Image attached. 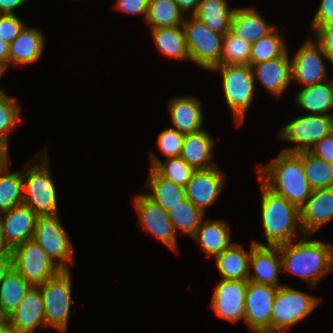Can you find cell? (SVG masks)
Masks as SVG:
<instances>
[{
    "instance_id": "3957f363",
    "label": "cell",
    "mask_w": 333,
    "mask_h": 333,
    "mask_svg": "<svg viewBox=\"0 0 333 333\" xmlns=\"http://www.w3.org/2000/svg\"><path fill=\"white\" fill-rule=\"evenodd\" d=\"M261 223L267 245L280 246L302 237L300 208L284 197L273 193L261 182Z\"/></svg>"
},
{
    "instance_id": "7dc6e473",
    "label": "cell",
    "mask_w": 333,
    "mask_h": 333,
    "mask_svg": "<svg viewBox=\"0 0 333 333\" xmlns=\"http://www.w3.org/2000/svg\"><path fill=\"white\" fill-rule=\"evenodd\" d=\"M28 0H0V15L10 14L14 15V10L23 6Z\"/></svg>"
},
{
    "instance_id": "c3c4849f",
    "label": "cell",
    "mask_w": 333,
    "mask_h": 333,
    "mask_svg": "<svg viewBox=\"0 0 333 333\" xmlns=\"http://www.w3.org/2000/svg\"><path fill=\"white\" fill-rule=\"evenodd\" d=\"M174 1L187 16L188 14L193 15L197 11L201 0H174Z\"/></svg>"
},
{
    "instance_id": "d6a6232c",
    "label": "cell",
    "mask_w": 333,
    "mask_h": 333,
    "mask_svg": "<svg viewBox=\"0 0 333 333\" xmlns=\"http://www.w3.org/2000/svg\"><path fill=\"white\" fill-rule=\"evenodd\" d=\"M186 18L174 0H149L146 22L151 29L182 25Z\"/></svg>"
},
{
    "instance_id": "5b68a950",
    "label": "cell",
    "mask_w": 333,
    "mask_h": 333,
    "mask_svg": "<svg viewBox=\"0 0 333 333\" xmlns=\"http://www.w3.org/2000/svg\"><path fill=\"white\" fill-rule=\"evenodd\" d=\"M211 71L221 74L223 95L232 112V118L237 126L242 125L256 92L252 67L238 64L219 65Z\"/></svg>"
},
{
    "instance_id": "52a82bcc",
    "label": "cell",
    "mask_w": 333,
    "mask_h": 333,
    "mask_svg": "<svg viewBox=\"0 0 333 333\" xmlns=\"http://www.w3.org/2000/svg\"><path fill=\"white\" fill-rule=\"evenodd\" d=\"M182 27L190 61L208 71L219 66L224 35L211 30L193 15L186 16Z\"/></svg>"
},
{
    "instance_id": "9c48e42d",
    "label": "cell",
    "mask_w": 333,
    "mask_h": 333,
    "mask_svg": "<svg viewBox=\"0 0 333 333\" xmlns=\"http://www.w3.org/2000/svg\"><path fill=\"white\" fill-rule=\"evenodd\" d=\"M33 240L62 271H70L69 266L74 263V245L60 222L59 214L38 216Z\"/></svg>"
},
{
    "instance_id": "cb8c5ba5",
    "label": "cell",
    "mask_w": 333,
    "mask_h": 333,
    "mask_svg": "<svg viewBox=\"0 0 333 333\" xmlns=\"http://www.w3.org/2000/svg\"><path fill=\"white\" fill-rule=\"evenodd\" d=\"M44 42L42 31L26 25L9 45V65L23 66L37 62L41 58Z\"/></svg>"
},
{
    "instance_id": "30bf717a",
    "label": "cell",
    "mask_w": 333,
    "mask_h": 333,
    "mask_svg": "<svg viewBox=\"0 0 333 333\" xmlns=\"http://www.w3.org/2000/svg\"><path fill=\"white\" fill-rule=\"evenodd\" d=\"M333 131V115H300L278 132V138L297 144L282 151L299 153L309 151L314 144Z\"/></svg>"
},
{
    "instance_id": "484cf974",
    "label": "cell",
    "mask_w": 333,
    "mask_h": 333,
    "mask_svg": "<svg viewBox=\"0 0 333 333\" xmlns=\"http://www.w3.org/2000/svg\"><path fill=\"white\" fill-rule=\"evenodd\" d=\"M192 238L201 245L205 254L213 258L234 243L231 241L230 228L225 221L206 217Z\"/></svg>"
},
{
    "instance_id": "816d5d0a",
    "label": "cell",
    "mask_w": 333,
    "mask_h": 333,
    "mask_svg": "<svg viewBox=\"0 0 333 333\" xmlns=\"http://www.w3.org/2000/svg\"><path fill=\"white\" fill-rule=\"evenodd\" d=\"M2 256H13L12 249L10 246L5 242L1 224H0V257Z\"/></svg>"
},
{
    "instance_id": "d590c367",
    "label": "cell",
    "mask_w": 333,
    "mask_h": 333,
    "mask_svg": "<svg viewBox=\"0 0 333 333\" xmlns=\"http://www.w3.org/2000/svg\"><path fill=\"white\" fill-rule=\"evenodd\" d=\"M150 168H153L161 177L184 188L195 171L181 157L166 158L162 161L153 152L150 156Z\"/></svg>"
},
{
    "instance_id": "4316f807",
    "label": "cell",
    "mask_w": 333,
    "mask_h": 333,
    "mask_svg": "<svg viewBox=\"0 0 333 333\" xmlns=\"http://www.w3.org/2000/svg\"><path fill=\"white\" fill-rule=\"evenodd\" d=\"M294 103L296 106L308 111L307 114L313 115H333L330 110L333 109V81L314 84L312 86L299 89Z\"/></svg>"
},
{
    "instance_id": "7402d4cb",
    "label": "cell",
    "mask_w": 333,
    "mask_h": 333,
    "mask_svg": "<svg viewBox=\"0 0 333 333\" xmlns=\"http://www.w3.org/2000/svg\"><path fill=\"white\" fill-rule=\"evenodd\" d=\"M251 67L254 80L261 82L264 89L274 96L283 94L292 83L291 62L288 52L278 59L254 64Z\"/></svg>"
},
{
    "instance_id": "11a10c76",
    "label": "cell",
    "mask_w": 333,
    "mask_h": 333,
    "mask_svg": "<svg viewBox=\"0 0 333 333\" xmlns=\"http://www.w3.org/2000/svg\"><path fill=\"white\" fill-rule=\"evenodd\" d=\"M5 72H6V69H4L3 67L0 66V79L3 75V73H5ZM5 94H7V93H5L4 90L1 88L0 89V96L5 95Z\"/></svg>"
},
{
    "instance_id": "ee69618b",
    "label": "cell",
    "mask_w": 333,
    "mask_h": 333,
    "mask_svg": "<svg viewBox=\"0 0 333 333\" xmlns=\"http://www.w3.org/2000/svg\"><path fill=\"white\" fill-rule=\"evenodd\" d=\"M115 9L126 14L141 15L146 20L149 0H116Z\"/></svg>"
},
{
    "instance_id": "ffe728a7",
    "label": "cell",
    "mask_w": 333,
    "mask_h": 333,
    "mask_svg": "<svg viewBox=\"0 0 333 333\" xmlns=\"http://www.w3.org/2000/svg\"><path fill=\"white\" fill-rule=\"evenodd\" d=\"M333 219V187L315 189L300 208L304 234L313 235Z\"/></svg>"
},
{
    "instance_id": "60d3db41",
    "label": "cell",
    "mask_w": 333,
    "mask_h": 333,
    "mask_svg": "<svg viewBox=\"0 0 333 333\" xmlns=\"http://www.w3.org/2000/svg\"><path fill=\"white\" fill-rule=\"evenodd\" d=\"M184 135L174 128H166L158 134L157 147L166 158L180 157Z\"/></svg>"
},
{
    "instance_id": "f1b7e54d",
    "label": "cell",
    "mask_w": 333,
    "mask_h": 333,
    "mask_svg": "<svg viewBox=\"0 0 333 333\" xmlns=\"http://www.w3.org/2000/svg\"><path fill=\"white\" fill-rule=\"evenodd\" d=\"M228 0H201L193 14L211 30L225 35L231 31L232 16L235 8H230Z\"/></svg>"
},
{
    "instance_id": "7a4b0ae2",
    "label": "cell",
    "mask_w": 333,
    "mask_h": 333,
    "mask_svg": "<svg viewBox=\"0 0 333 333\" xmlns=\"http://www.w3.org/2000/svg\"><path fill=\"white\" fill-rule=\"evenodd\" d=\"M313 235L305 234L295 241L280 245L282 271L303 279L314 288L331 270L333 244L311 240Z\"/></svg>"
},
{
    "instance_id": "9a60e30c",
    "label": "cell",
    "mask_w": 333,
    "mask_h": 333,
    "mask_svg": "<svg viewBox=\"0 0 333 333\" xmlns=\"http://www.w3.org/2000/svg\"><path fill=\"white\" fill-rule=\"evenodd\" d=\"M248 280H223L217 282L210 307L215 314L232 323L244 320Z\"/></svg>"
},
{
    "instance_id": "5bb4252c",
    "label": "cell",
    "mask_w": 333,
    "mask_h": 333,
    "mask_svg": "<svg viewBox=\"0 0 333 333\" xmlns=\"http://www.w3.org/2000/svg\"><path fill=\"white\" fill-rule=\"evenodd\" d=\"M277 289L248 281L244 321L252 332L271 333L272 305Z\"/></svg>"
},
{
    "instance_id": "d6986e66",
    "label": "cell",
    "mask_w": 333,
    "mask_h": 333,
    "mask_svg": "<svg viewBox=\"0 0 333 333\" xmlns=\"http://www.w3.org/2000/svg\"><path fill=\"white\" fill-rule=\"evenodd\" d=\"M37 219L38 215L24 204L0 214L4 240L11 249L33 239Z\"/></svg>"
},
{
    "instance_id": "277c9868",
    "label": "cell",
    "mask_w": 333,
    "mask_h": 333,
    "mask_svg": "<svg viewBox=\"0 0 333 333\" xmlns=\"http://www.w3.org/2000/svg\"><path fill=\"white\" fill-rule=\"evenodd\" d=\"M47 148L36 153L37 161L31 162L24 171L23 204L38 216L58 214V202ZM36 162V163H35ZM29 165H32L31 167Z\"/></svg>"
},
{
    "instance_id": "44dd1931",
    "label": "cell",
    "mask_w": 333,
    "mask_h": 333,
    "mask_svg": "<svg viewBox=\"0 0 333 333\" xmlns=\"http://www.w3.org/2000/svg\"><path fill=\"white\" fill-rule=\"evenodd\" d=\"M201 103L191 95L172 97L168 104V114L173 125L171 128L183 134L203 129L204 112Z\"/></svg>"
},
{
    "instance_id": "f6af8a7d",
    "label": "cell",
    "mask_w": 333,
    "mask_h": 333,
    "mask_svg": "<svg viewBox=\"0 0 333 333\" xmlns=\"http://www.w3.org/2000/svg\"><path fill=\"white\" fill-rule=\"evenodd\" d=\"M309 152L327 163L333 164V131L317 141Z\"/></svg>"
},
{
    "instance_id": "681fc988",
    "label": "cell",
    "mask_w": 333,
    "mask_h": 333,
    "mask_svg": "<svg viewBox=\"0 0 333 333\" xmlns=\"http://www.w3.org/2000/svg\"><path fill=\"white\" fill-rule=\"evenodd\" d=\"M13 268V256L0 257V283L4 280L8 272Z\"/></svg>"
},
{
    "instance_id": "7c38bea8",
    "label": "cell",
    "mask_w": 333,
    "mask_h": 333,
    "mask_svg": "<svg viewBox=\"0 0 333 333\" xmlns=\"http://www.w3.org/2000/svg\"><path fill=\"white\" fill-rule=\"evenodd\" d=\"M324 59L329 60L322 47L312 38L305 40L290 57L292 81L302 88L327 81Z\"/></svg>"
},
{
    "instance_id": "e0dca14e",
    "label": "cell",
    "mask_w": 333,
    "mask_h": 333,
    "mask_svg": "<svg viewBox=\"0 0 333 333\" xmlns=\"http://www.w3.org/2000/svg\"><path fill=\"white\" fill-rule=\"evenodd\" d=\"M249 268L248 281L274 287L282 286L278 282V273L282 271L279 246H269L253 240ZM251 270H254L253 273Z\"/></svg>"
},
{
    "instance_id": "6f0895ef",
    "label": "cell",
    "mask_w": 333,
    "mask_h": 333,
    "mask_svg": "<svg viewBox=\"0 0 333 333\" xmlns=\"http://www.w3.org/2000/svg\"><path fill=\"white\" fill-rule=\"evenodd\" d=\"M331 270H333V248L331 252Z\"/></svg>"
},
{
    "instance_id": "d4e9b609",
    "label": "cell",
    "mask_w": 333,
    "mask_h": 333,
    "mask_svg": "<svg viewBox=\"0 0 333 333\" xmlns=\"http://www.w3.org/2000/svg\"><path fill=\"white\" fill-rule=\"evenodd\" d=\"M274 26L269 24L253 7H235L231 32L250 44L269 35Z\"/></svg>"
},
{
    "instance_id": "83f0119b",
    "label": "cell",
    "mask_w": 333,
    "mask_h": 333,
    "mask_svg": "<svg viewBox=\"0 0 333 333\" xmlns=\"http://www.w3.org/2000/svg\"><path fill=\"white\" fill-rule=\"evenodd\" d=\"M250 254L243 245L234 242L226 250L217 255L214 260L223 280H248L250 272Z\"/></svg>"
},
{
    "instance_id": "680465c9",
    "label": "cell",
    "mask_w": 333,
    "mask_h": 333,
    "mask_svg": "<svg viewBox=\"0 0 333 333\" xmlns=\"http://www.w3.org/2000/svg\"><path fill=\"white\" fill-rule=\"evenodd\" d=\"M7 164H0V171H1V169L4 167V166H6Z\"/></svg>"
},
{
    "instance_id": "ba28073f",
    "label": "cell",
    "mask_w": 333,
    "mask_h": 333,
    "mask_svg": "<svg viewBox=\"0 0 333 333\" xmlns=\"http://www.w3.org/2000/svg\"><path fill=\"white\" fill-rule=\"evenodd\" d=\"M72 279L70 271H61L57 276L38 285L44 302L46 327H52L61 333L68 329L71 312Z\"/></svg>"
},
{
    "instance_id": "7bdbcfd3",
    "label": "cell",
    "mask_w": 333,
    "mask_h": 333,
    "mask_svg": "<svg viewBox=\"0 0 333 333\" xmlns=\"http://www.w3.org/2000/svg\"><path fill=\"white\" fill-rule=\"evenodd\" d=\"M315 41L322 47L327 55L329 62L333 64V24L327 25H309Z\"/></svg>"
},
{
    "instance_id": "2e32d148",
    "label": "cell",
    "mask_w": 333,
    "mask_h": 333,
    "mask_svg": "<svg viewBox=\"0 0 333 333\" xmlns=\"http://www.w3.org/2000/svg\"><path fill=\"white\" fill-rule=\"evenodd\" d=\"M224 183V172L218 166L195 170L185 187L186 198L205 214L221 194Z\"/></svg>"
},
{
    "instance_id": "74e56055",
    "label": "cell",
    "mask_w": 333,
    "mask_h": 333,
    "mask_svg": "<svg viewBox=\"0 0 333 333\" xmlns=\"http://www.w3.org/2000/svg\"><path fill=\"white\" fill-rule=\"evenodd\" d=\"M284 38L275 28L269 35L251 44L250 66L284 56L287 52Z\"/></svg>"
},
{
    "instance_id": "603a6c76",
    "label": "cell",
    "mask_w": 333,
    "mask_h": 333,
    "mask_svg": "<svg viewBox=\"0 0 333 333\" xmlns=\"http://www.w3.org/2000/svg\"><path fill=\"white\" fill-rule=\"evenodd\" d=\"M215 140L205 129L186 133L180 157L194 170H204L215 166L213 150Z\"/></svg>"
},
{
    "instance_id": "836d02e7",
    "label": "cell",
    "mask_w": 333,
    "mask_h": 333,
    "mask_svg": "<svg viewBox=\"0 0 333 333\" xmlns=\"http://www.w3.org/2000/svg\"><path fill=\"white\" fill-rule=\"evenodd\" d=\"M9 166L0 171V214L23 204L22 171L10 172Z\"/></svg>"
},
{
    "instance_id": "bcb514c9",
    "label": "cell",
    "mask_w": 333,
    "mask_h": 333,
    "mask_svg": "<svg viewBox=\"0 0 333 333\" xmlns=\"http://www.w3.org/2000/svg\"><path fill=\"white\" fill-rule=\"evenodd\" d=\"M333 24V0H321L312 21L309 25Z\"/></svg>"
},
{
    "instance_id": "f5cc1de1",
    "label": "cell",
    "mask_w": 333,
    "mask_h": 333,
    "mask_svg": "<svg viewBox=\"0 0 333 333\" xmlns=\"http://www.w3.org/2000/svg\"><path fill=\"white\" fill-rule=\"evenodd\" d=\"M8 150L0 143V164H8Z\"/></svg>"
},
{
    "instance_id": "1f68e13d",
    "label": "cell",
    "mask_w": 333,
    "mask_h": 333,
    "mask_svg": "<svg viewBox=\"0 0 333 333\" xmlns=\"http://www.w3.org/2000/svg\"><path fill=\"white\" fill-rule=\"evenodd\" d=\"M32 287L13 267L0 283V310L7 318L13 313Z\"/></svg>"
},
{
    "instance_id": "e575fe53",
    "label": "cell",
    "mask_w": 333,
    "mask_h": 333,
    "mask_svg": "<svg viewBox=\"0 0 333 333\" xmlns=\"http://www.w3.org/2000/svg\"><path fill=\"white\" fill-rule=\"evenodd\" d=\"M168 216L177 234L178 230L193 237L205 218L204 213L193 205L187 198L174 206ZM178 229V230H177Z\"/></svg>"
},
{
    "instance_id": "9f6ffc18",
    "label": "cell",
    "mask_w": 333,
    "mask_h": 333,
    "mask_svg": "<svg viewBox=\"0 0 333 333\" xmlns=\"http://www.w3.org/2000/svg\"><path fill=\"white\" fill-rule=\"evenodd\" d=\"M0 333H17V332L13 331L12 329L6 326L4 328H0Z\"/></svg>"
},
{
    "instance_id": "db71d44e",
    "label": "cell",
    "mask_w": 333,
    "mask_h": 333,
    "mask_svg": "<svg viewBox=\"0 0 333 333\" xmlns=\"http://www.w3.org/2000/svg\"><path fill=\"white\" fill-rule=\"evenodd\" d=\"M7 326V318L1 313L0 310V328H4Z\"/></svg>"
},
{
    "instance_id": "f546056e",
    "label": "cell",
    "mask_w": 333,
    "mask_h": 333,
    "mask_svg": "<svg viewBox=\"0 0 333 333\" xmlns=\"http://www.w3.org/2000/svg\"><path fill=\"white\" fill-rule=\"evenodd\" d=\"M145 186L151 192L145 194L167 212L186 198L184 187L161 177L153 168L149 170Z\"/></svg>"
},
{
    "instance_id": "f35d334b",
    "label": "cell",
    "mask_w": 333,
    "mask_h": 333,
    "mask_svg": "<svg viewBox=\"0 0 333 333\" xmlns=\"http://www.w3.org/2000/svg\"><path fill=\"white\" fill-rule=\"evenodd\" d=\"M251 44L231 31L223 36L219 65H250Z\"/></svg>"
},
{
    "instance_id": "ac0fdd59",
    "label": "cell",
    "mask_w": 333,
    "mask_h": 333,
    "mask_svg": "<svg viewBox=\"0 0 333 333\" xmlns=\"http://www.w3.org/2000/svg\"><path fill=\"white\" fill-rule=\"evenodd\" d=\"M7 327L17 333H35V329L46 328L44 302L38 286H32L7 317Z\"/></svg>"
},
{
    "instance_id": "b9f144b4",
    "label": "cell",
    "mask_w": 333,
    "mask_h": 333,
    "mask_svg": "<svg viewBox=\"0 0 333 333\" xmlns=\"http://www.w3.org/2000/svg\"><path fill=\"white\" fill-rule=\"evenodd\" d=\"M26 26L16 14L0 15V39L9 45L17 38L22 29Z\"/></svg>"
},
{
    "instance_id": "4dcf8cb0",
    "label": "cell",
    "mask_w": 333,
    "mask_h": 333,
    "mask_svg": "<svg viewBox=\"0 0 333 333\" xmlns=\"http://www.w3.org/2000/svg\"><path fill=\"white\" fill-rule=\"evenodd\" d=\"M156 48L176 60H190L182 25L151 29Z\"/></svg>"
},
{
    "instance_id": "ab89813d",
    "label": "cell",
    "mask_w": 333,
    "mask_h": 333,
    "mask_svg": "<svg viewBox=\"0 0 333 333\" xmlns=\"http://www.w3.org/2000/svg\"><path fill=\"white\" fill-rule=\"evenodd\" d=\"M20 105L7 94L0 96V143L9 149V133L21 120Z\"/></svg>"
},
{
    "instance_id": "8992f818",
    "label": "cell",
    "mask_w": 333,
    "mask_h": 333,
    "mask_svg": "<svg viewBox=\"0 0 333 333\" xmlns=\"http://www.w3.org/2000/svg\"><path fill=\"white\" fill-rule=\"evenodd\" d=\"M320 299L285 284L278 287L272 305L271 333H287L289 327L314 311Z\"/></svg>"
},
{
    "instance_id": "4fadbf2b",
    "label": "cell",
    "mask_w": 333,
    "mask_h": 333,
    "mask_svg": "<svg viewBox=\"0 0 333 333\" xmlns=\"http://www.w3.org/2000/svg\"><path fill=\"white\" fill-rule=\"evenodd\" d=\"M133 205L139 216V221L136 223L137 226L143 225L142 227L152 233L153 237L178 253L177 234L167 211L145 193L136 194L133 199Z\"/></svg>"
},
{
    "instance_id": "f907efd6",
    "label": "cell",
    "mask_w": 333,
    "mask_h": 333,
    "mask_svg": "<svg viewBox=\"0 0 333 333\" xmlns=\"http://www.w3.org/2000/svg\"><path fill=\"white\" fill-rule=\"evenodd\" d=\"M0 66L4 69L9 68V44L0 39Z\"/></svg>"
},
{
    "instance_id": "8d00e7d4",
    "label": "cell",
    "mask_w": 333,
    "mask_h": 333,
    "mask_svg": "<svg viewBox=\"0 0 333 333\" xmlns=\"http://www.w3.org/2000/svg\"><path fill=\"white\" fill-rule=\"evenodd\" d=\"M302 163L306 178L313 190L333 187V164L302 151Z\"/></svg>"
},
{
    "instance_id": "8fae6325",
    "label": "cell",
    "mask_w": 333,
    "mask_h": 333,
    "mask_svg": "<svg viewBox=\"0 0 333 333\" xmlns=\"http://www.w3.org/2000/svg\"><path fill=\"white\" fill-rule=\"evenodd\" d=\"M12 255L13 267L32 286L41 285L62 271L33 239L15 246Z\"/></svg>"
},
{
    "instance_id": "6da1fadb",
    "label": "cell",
    "mask_w": 333,
    "mask_h": 333,
    "mask_svg": "<svg viewBox=\"0 0 333 333\" xmlns=\"http://www.w3.org/2000/svg\"><path fill=\"white\" fill-rule=\"evenodd\" d=\"M257 177L266 188L299 208L311 196V188L302 163V152L282 151L269 164L257 169Z\"/></svg>"
}]
</instances>
